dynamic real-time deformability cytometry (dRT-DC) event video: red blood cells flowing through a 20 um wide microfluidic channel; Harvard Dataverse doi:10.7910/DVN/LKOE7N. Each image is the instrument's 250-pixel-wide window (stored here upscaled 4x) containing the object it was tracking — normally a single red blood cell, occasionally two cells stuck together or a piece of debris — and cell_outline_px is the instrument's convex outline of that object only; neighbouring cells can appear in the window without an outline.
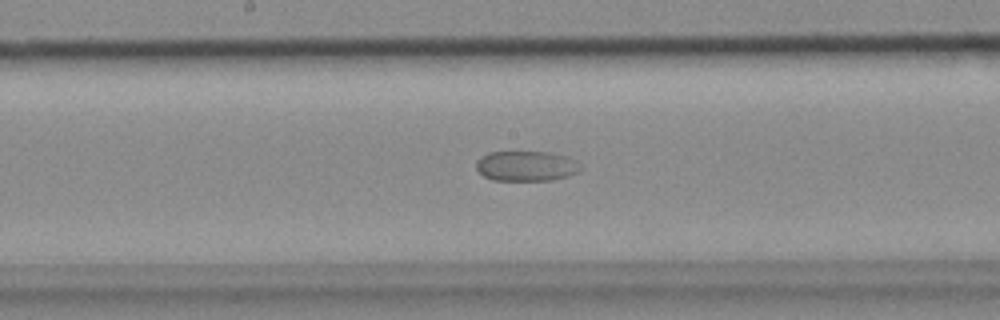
{"species": "common noctule bat (a hibernating species)", "species_latin": "Nyctalus noctula", "temperature_condition": "cold", "stored_images_in_passage": 53, "camera_frame_rate_fps": 3000, "um_per_image_px": 0.085, "animal": {"sex": "female", "body_mass_g": 18.4}, "frame": {"image": 1, "passage_image": 27, "time_ms": 8.667, "image_size_px": [1000, 320], "cell_outline_px": [[584, 168], [568, 176], [552, 180], [492, 180], [484, 176], [476, 168], [476, 160], [480, 156], [488, 152], [548, 152], [568, 156], [576, 160]], "centroid_in_image_um": [44.74, 14.1], "position_along_channel_um": 203.5, "area_um2": 18.5}}
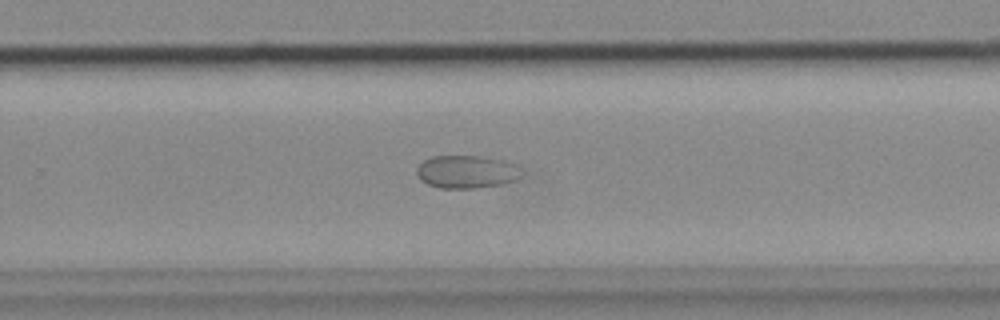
{"frame": {"image": 2, "passage_image": 34, "time_ms": 11.0, "image_size_px": [1000, 320], "cell_outline_px": [[516, 176], [512, 180], [500, 184], [476, 188], [440, 188], [428, 184], [420, 180], [416, 176], [416, 168], [424, 160], [432, 156], [480, 156], [504, 160], [512, 164]], "centroid_in_image_um": [39.49, 14.6], "position_along_channel_um": 290.3, "area_um2": 19.48}}
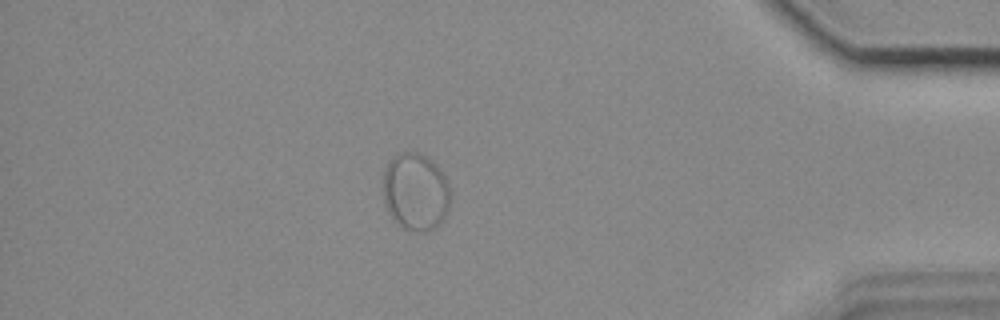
{"frame": {"image": 3, "passage_image": 46, "time_ms": 15.0, "image_size_px": [1000, 320], "cell_outline_px": [[448, 208], [444, 216], [432, 228], [424, 232], [416, 232], [404, 228], [392, 216], [384, 204], [384, 168], [388, 160], [392, 156], [400, 152], [416, 152], [424, 156], [444, 176], [448, 184]], "centroid_in_image_um": [35.26, 16.28], "position_along_channel_um": 399.9, "area_um2": 29.54}}